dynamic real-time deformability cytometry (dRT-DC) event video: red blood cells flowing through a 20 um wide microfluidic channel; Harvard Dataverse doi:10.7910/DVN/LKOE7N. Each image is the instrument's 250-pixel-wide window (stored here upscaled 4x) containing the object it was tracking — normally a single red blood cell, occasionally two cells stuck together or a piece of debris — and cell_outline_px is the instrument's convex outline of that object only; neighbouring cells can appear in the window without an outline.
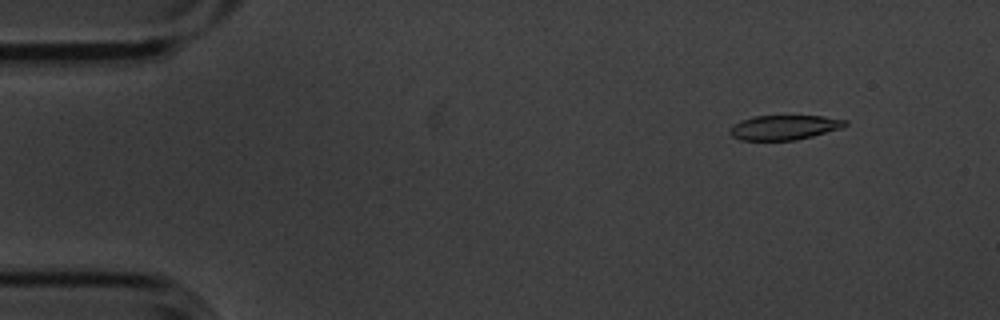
{"species": "common noctule bat (a hibernating species)", "species_latin": "Nyctalus noctula", "temperature_condition": "cold", "stored_images_in_passage": 5, "camera_frame_rate_fps": 3000, "um_per_image_px": 0.085, "animal": {"sex": "male", "body_mass_g": 20.1, "forearm_length_mm": 53.5}, "frame": {"image": 1, "passage_image": 2, "time_ms": 0.333, "image_size_px": [1000, 320], "cell_outline_px": [[848, 124], [840, 128], [812, 136], [796, 140], [740, 140], [732, 136], [728, 132], [732, 124], [740, 120], [756, 116], [824, 116], [848, 120]], "centroid_in_image_um": [66.63, 10.83], "position_along_channel_um": 18.4, "area_um2": 16.59}}
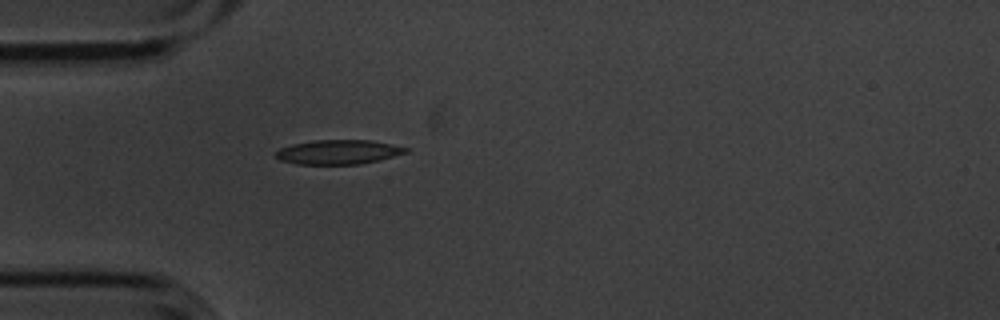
{"frame": {"image": 2, "passage_image": 5, "time_ms": 1.333, "image_size_px": [1000, 320], "cell_outline_px": [[408, 152], [380, 160], [360, 164], [296, 164], [280, 160], [276, 156], [276, 152], [280, 148], [292, 144], [312, 140], [368, 140], [392, 144], [408, 148]], "centroid_in_image_um": [28.76, 12.92], "position_along_channel_um": 56.2, "area_um2": 18.44}}